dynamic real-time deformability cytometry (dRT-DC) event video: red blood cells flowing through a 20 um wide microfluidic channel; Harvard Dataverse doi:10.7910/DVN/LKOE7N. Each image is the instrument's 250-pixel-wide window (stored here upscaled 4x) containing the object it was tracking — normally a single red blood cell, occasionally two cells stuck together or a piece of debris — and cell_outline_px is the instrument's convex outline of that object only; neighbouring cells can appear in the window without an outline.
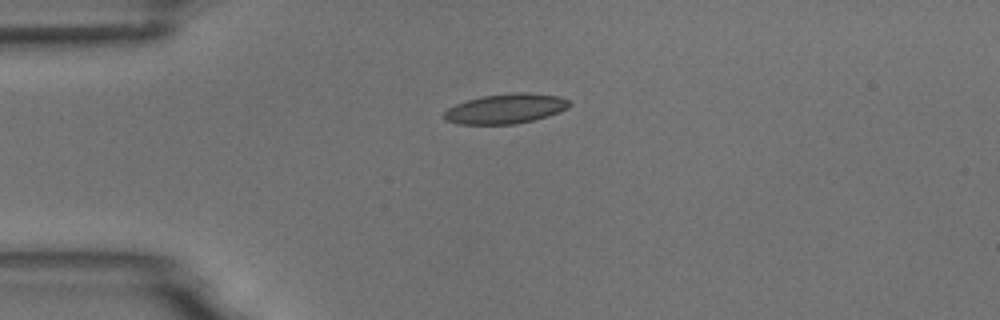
{"species": "common noctule bat (a hibernating species)", "species_latin": "Nyctalus noctula", "temperature_condition": "room temperature", "stored_images_in_passage": 3, "camera_frame_rate_fps": 3000, "um_per_image_px": 0.085, "animal": {"sex": "male", "body_mass_g": 18.8}, "frame": {"image": 1, "passage_image": 3, "time_ms": 2.333, "image_size_px": [1000, 320], "cell_outline_px": [[572, 104], [568, 108], [548, 116], [516, 124], [460, 124], [444, 120], [444, 112], [448, 108], [456, 104], [468, 100], [484, 96], [516, 92], [524, 92], [560, 96], [568, 100]], "centroid_in_image_um": [43.0, 9.24], "position_along_channel_um": 42.0, "area_um2": 21.68}}